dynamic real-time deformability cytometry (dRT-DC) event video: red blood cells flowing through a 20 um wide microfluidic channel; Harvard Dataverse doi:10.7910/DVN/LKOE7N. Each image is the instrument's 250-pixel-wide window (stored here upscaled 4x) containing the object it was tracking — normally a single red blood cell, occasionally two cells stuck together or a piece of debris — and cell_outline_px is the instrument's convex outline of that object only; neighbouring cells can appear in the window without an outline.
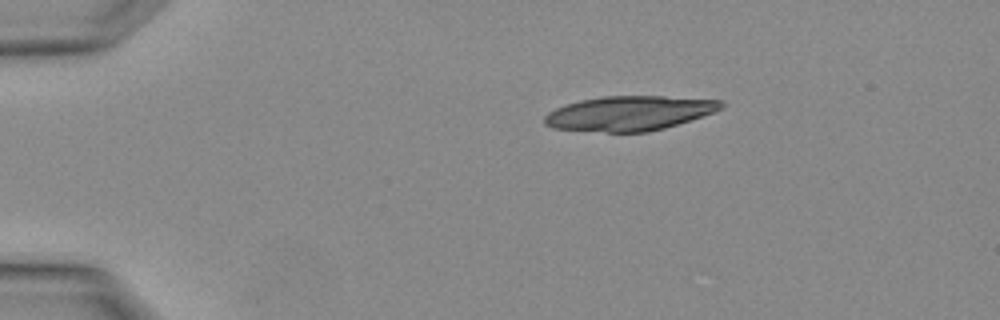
{"species": "Egyptian fruit bat (a non-hibernating species)", "species_latin": "Rousettus aegyptiacus", "temperature_condition": "warm", "stored_images_in_passage": 2, "camera_frame_rate_fps": 3000, "um_per_image_px": 0.085, "animal": {"sex": "female"}, "frame": {"image": 1, "passage_image": 1, "time_ms": 0.0, "image_size_px": [1000, 320], "cell_outline_px": [[724, 104], [720, 108], [712, 112], [664, 128], [648, 132], [608, 132], [552, 128], [544, 124], [544, 116], [548, 112], [556, 108], [580, 100], [604, 96], [664, 96], [720, 100]], "centroid_in_image_um": [53.43, 9.62], "position_along_channel_um": 31.6, "area_um2": 35.2}}